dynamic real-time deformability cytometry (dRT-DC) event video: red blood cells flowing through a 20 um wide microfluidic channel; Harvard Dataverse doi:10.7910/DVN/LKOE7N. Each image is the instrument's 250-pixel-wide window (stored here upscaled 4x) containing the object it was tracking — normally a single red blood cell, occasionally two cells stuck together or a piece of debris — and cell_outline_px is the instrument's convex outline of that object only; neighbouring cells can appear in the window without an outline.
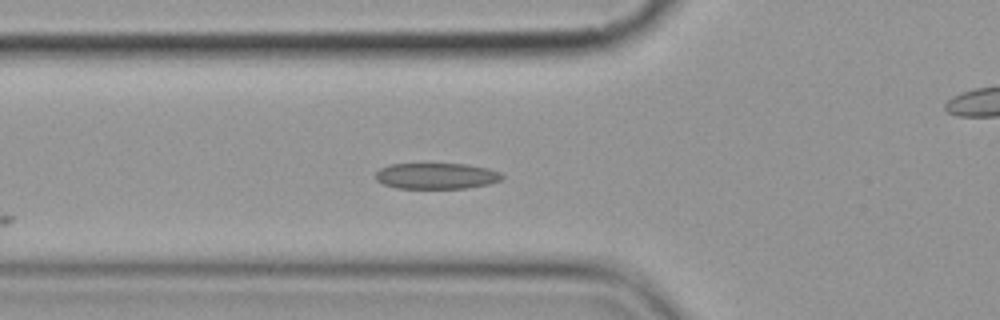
{"species": "common noctule bat (a hibernating species)", "species_latin": "Nyctalus noctula", "temperature_condition": "cold", "stored_images_in_passage": 6, "camera_frame_rate_fps": 3000, "um_per_image_px": 0.085, "animal": {"sex": "female", "body_mass_g": 19.9}, "frame": {"image": 1, "passage_image": 6, "time_ms": 5.667, "image_size_px": [1000, 320], "cell_outline_px": [[504, 176], [500, 180], [488, 184], [468, 188], [396, 188], [384, 184], [376, 180], [376, 172], [380, 168], [388, 164], [468, 164], [488, 168], [500, 172]], "centroid_in_image_um": [37.09, 14.95], "position_along_channel_um": 88.7, "area_um2": 19.19}}